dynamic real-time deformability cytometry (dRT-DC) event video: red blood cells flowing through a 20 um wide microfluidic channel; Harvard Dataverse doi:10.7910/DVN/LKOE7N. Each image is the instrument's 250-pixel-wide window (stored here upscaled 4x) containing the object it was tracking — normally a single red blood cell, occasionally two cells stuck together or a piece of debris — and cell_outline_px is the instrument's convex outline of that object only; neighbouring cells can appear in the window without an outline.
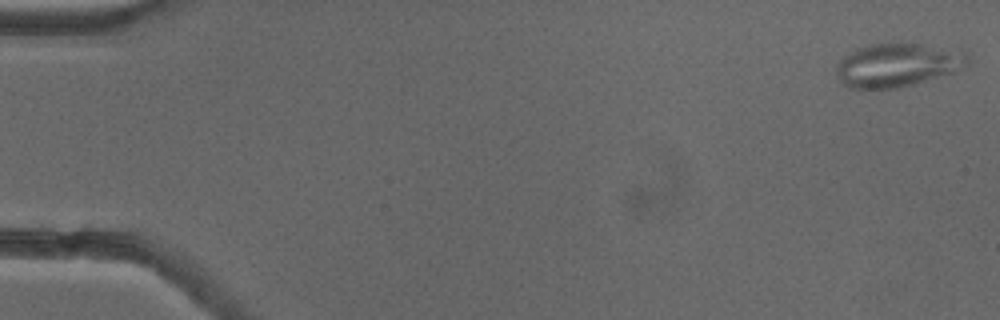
{"species": "common noctule bat (a hibernating species)", "species_latin": "Nyctalus noctula", "temperature_condition": "cold", "stored_images_in_passage": 53, "camera_frame_rate_fps": 3000, "um_per_image_px": 0.085, "animal": {"sex": "female"}, "frame": {"image": 1, "passage_image": 1, "time_ms": 0.0, "image_size_px": [1000, 320], "cell_outline_px": [[968, 64], [952, 72], [912, 84], [896, 88], [848, 88], [840, 84], [836, 76], [836, 64], [844, 56], [856, 48], [868, 44], [900, 40], [968, 48]], "centroid_in_image_um": [76.33, 5.44], "position_along_channel_um": 8.7, "area_um2": 34.85}}
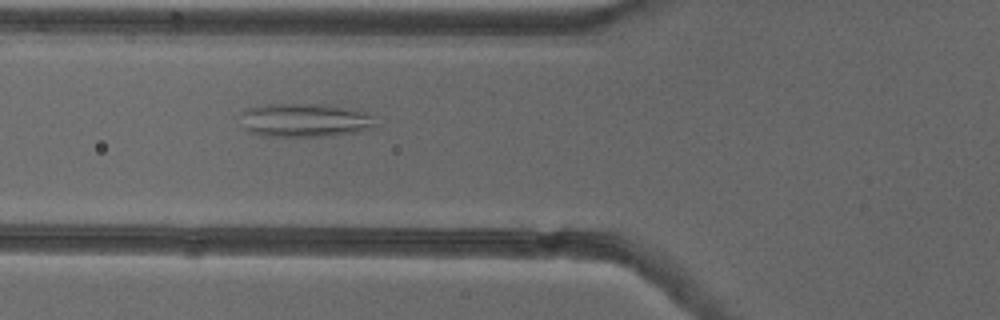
{"frame": {"image": 2, "passage_image": 20, "time_ms": 6.333, "image_size_px": [1000, 320], "cell_outline_px": [[376, 128], [364, 132], [332, 136], [264, 136], [248, 132], [244, 128], [240, 112], [248, 108], [268, 104], [328, 104], [364, 112], [372, 116]], "centroid_in_image_um": [25.94, 10.23], "position_along_channel_um": 99.9, "area_um2": 26.82}}
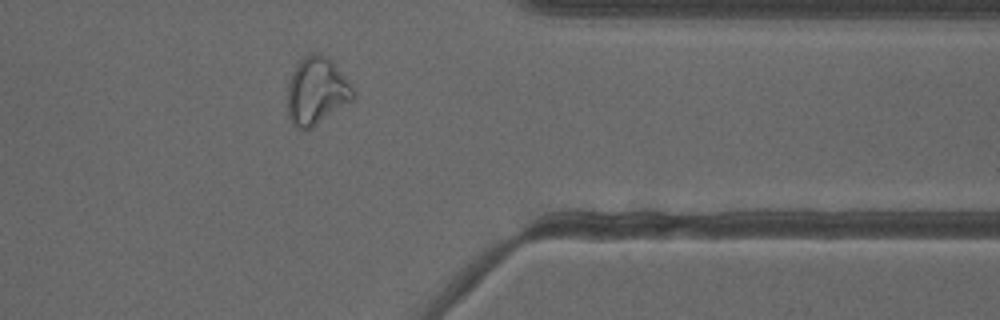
{"frame": {"image": 3, "passage_image": 43, "time_ms": 14.0, "image_size_px": [1000, 320], "cell_outline_px": [[356, 96], [352, 100], [312, 128], [304, 132], [296, 128], [292, 124], [288, 116], [288, 84], [292, 72], [296, 64], [308, 52], [316, 52], [328, 56], [344, 76], [356, 92]], "centroid_in_image_um": [26.89, 7.74], "position_along_channel_um": 384.5, "area_um2": 26.07}, "authors_computed_cell_mechanics": {"area_um2": 26.8192, "velocity_mm_per_s": 3.8454, "shape_relaxation_time_tau1_ms": null, "shape_relaxation_time_tau2_ms": 2.5749, "deformation_change_tau1": null, "deformation_change_tau2": 0.1178}}